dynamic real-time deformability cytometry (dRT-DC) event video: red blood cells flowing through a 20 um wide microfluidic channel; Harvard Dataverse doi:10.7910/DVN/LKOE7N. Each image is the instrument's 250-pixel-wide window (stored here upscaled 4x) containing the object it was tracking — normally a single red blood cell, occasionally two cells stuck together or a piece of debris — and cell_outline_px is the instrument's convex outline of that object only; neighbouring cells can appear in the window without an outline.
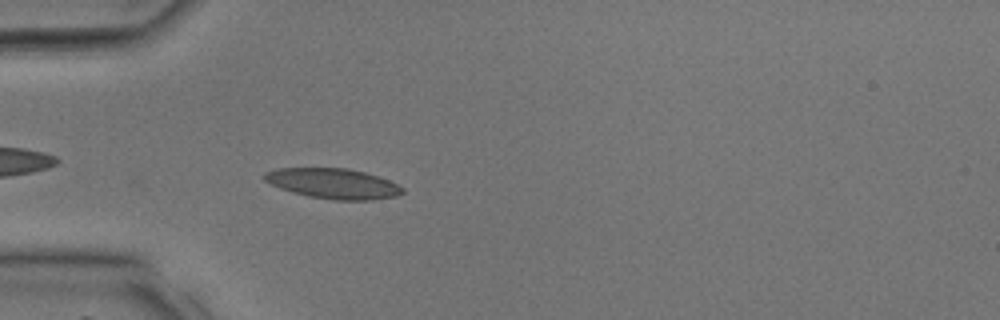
{"species": "common noctule bat (a hibernating species)", "species_latin": "Nyctalus noctula", "temperature_condition": "room temperature", "stored_images_in_passage": 31, "camera_frame_rate_fps": 3000, "um_per_image_px": 0.085, "animal": {"sex": "male", "body_mass_g": 17.9, "forearm_length_mm": 54.2}, "frame": {"image": 1, "passage_image": 4, "time_ms": 1.0, "image_size_px": [1000, 320], "cell_outline_px": [[404, 192], [396, 196], [372, 200], [336, 200], [308, 196], [292, 192], [280, 188], [264, 180], [260, 176], [264, 172], [276, 168], [348, 168], [364, 172], [388, 180], [404, 188]], "centroid_in_image_um": [28.28, 15.6], "position_along_channel_um": 56.7, "area_um2": 24.33}}
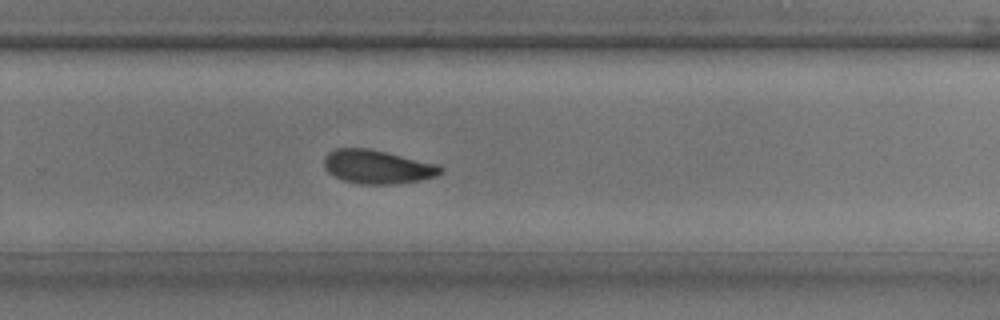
{"frame": {"image": 2, "passage_image": 18, "time_ms": 5.667, "image_size_px": [1000, 320], "cell_outline_px": [[444, 172], [436, 176], [420, 180], [392, 184], [360, 184], [344, 180], [328, 172], [324, 168], [324, 156], [328, 152], [336, 148], [368, 148], [436, 164], [444, 168]], "centroid_in_image_um": [32.06, 14.18], "position_along_channel_um": 297.7, "area_um2": 22.72}}
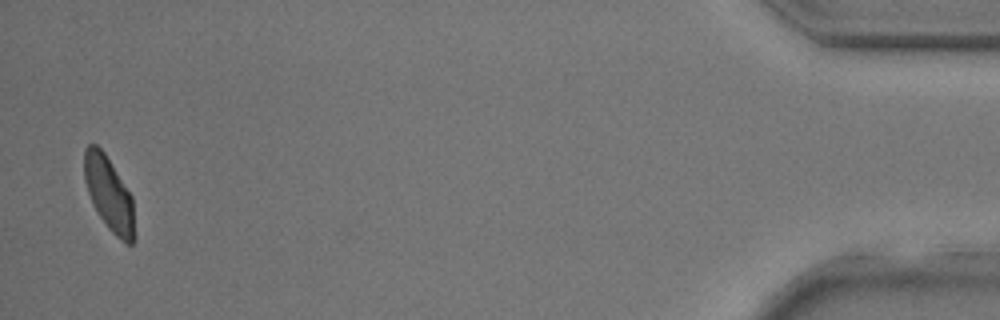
{"frame": {"image": 3, "passage_image": 30, "time_ms": 9.667, "image_size_px": [1000, 320], "cell_outline_px": [[136, 236], [132, 244], [124, 244], [108, 228], [100, 216], [88, 192], [84, 180], [84, 148], [88, 144], [96, 144], [104, 152], [132, 196]], "centroid_in_image_um": [9.29, 16.51], "position_along_channel_um": 425.9, "area_um2": 21.68}}